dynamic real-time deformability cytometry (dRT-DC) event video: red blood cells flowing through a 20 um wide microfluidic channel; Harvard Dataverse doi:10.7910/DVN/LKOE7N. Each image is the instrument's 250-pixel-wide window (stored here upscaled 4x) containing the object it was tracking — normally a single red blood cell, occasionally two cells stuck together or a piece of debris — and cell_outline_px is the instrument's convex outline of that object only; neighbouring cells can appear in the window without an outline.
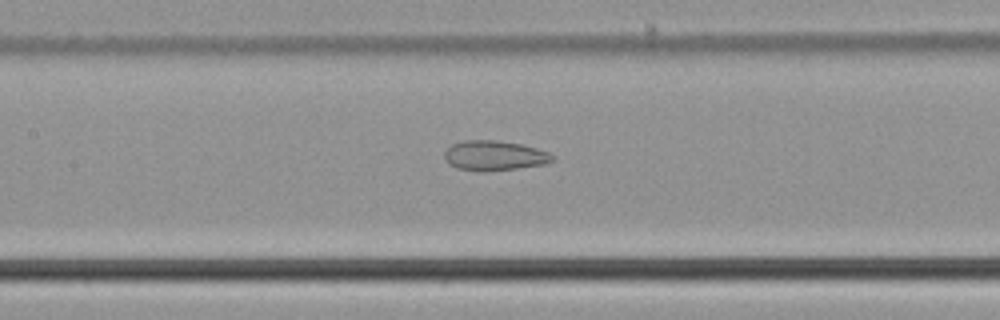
{"species": "common noctule bat (a hibernating species)", "species_latin": "Nyctalus noctula", "temperature_condition": "cold", "stored_images_in_passage": 38, "camera_frame_rate_fps": 3000, "um_per_image_px": 0.085, "animal": {"sex": "male", "body_mass_g": 21.5, "forearm_length_mm": 52.0}, "frame": {"image": 1, "passage_image": 16, "time_ms": 5.0, "image_size_px": [1000, 320], "cell_outline_px": [[556, 156], [552, 160], [544, 164], [516, 168], [484, 172], [480, 172], [456, 168], [448, 164], [444, 156], [444, 152], [452, 144], [464, 140], [496, 140], [524, 144], [548, 152]], "centroid_in_image_um": [42.0, 13.22], "position_along_channel_um": 165.4, "area_um2": 18.96}}
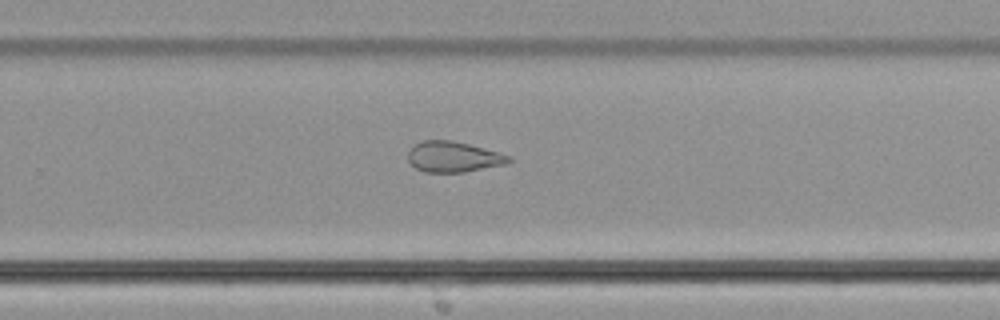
{"frame": {"image": 2, "passage_image": 26, "time_ms": 8.333, "image_size_px": [1000, 320], "cell_outline_px": [[512, 160], [504, 164], [464, 172], [424, 172], [416, 168], [408, 160], [408, 152], [416, 144], [424, 140], [452, 140], [468, 144], [512, 156]], "centroid_in_image_um": [38.53, 13.33], "position_along_channel_um": 291.3, "area_um2": 17.74}}
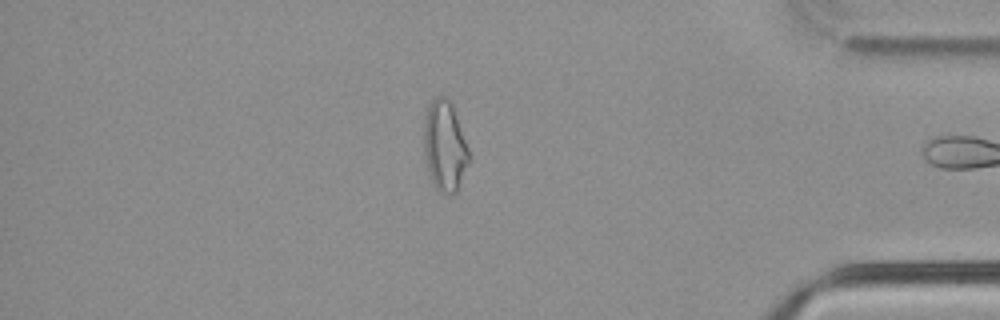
{"frame": {"image": 3, "passage_image": 37, "time_ms": 12.0, "image_size_px": [1000, 320], "cell_outline_px": [[468, 160], [456, 192], [440, 192], [436, 188], [428, 172], [424, 156], [424, 120], [428, 108], [432, 100], [436, 96], [444, 96], [452, 104], [468, 148]], "centroid_in_image_um": [37.77, 12.38], "position_along_channel_um": 397.4, "area_um2": 23.06}, "authors_computed_cell_mechanics": {"area_um2": 19.3341, "velocity_mm_per_s": 3.7883, "shape_relaxation_time_tau1_ms": null, "shape_relaxation_time_tau2_ms": 3.5572, "deformation_change_tau1": null, "deformation_change_tau2": 0.114}}